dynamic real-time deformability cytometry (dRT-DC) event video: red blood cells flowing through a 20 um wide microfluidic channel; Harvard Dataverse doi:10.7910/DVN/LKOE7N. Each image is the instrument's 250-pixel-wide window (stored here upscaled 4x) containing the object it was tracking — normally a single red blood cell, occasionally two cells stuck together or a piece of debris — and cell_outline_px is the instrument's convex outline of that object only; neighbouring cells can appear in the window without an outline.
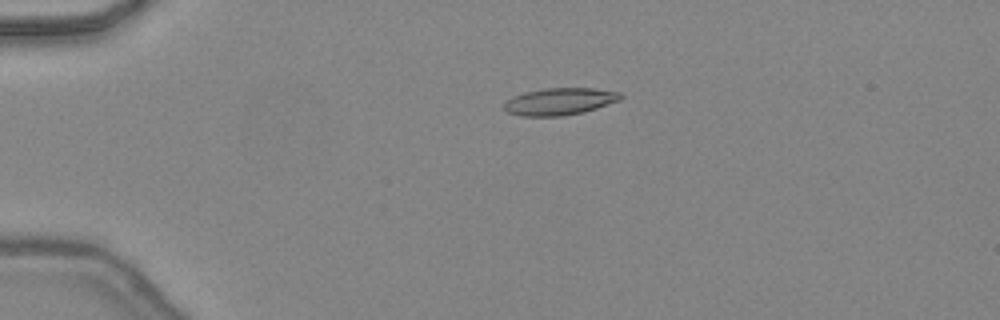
{"species": "common noctule bat (a hibernating species)", "species_latin": "Nyctalus noctula", "temperature_condition": "warm", "stored_images_in_passage": 37, "camera_frame_rate_fps": 3000, "um_per_image_px": 0.085, "animal": {"sex": "female", "body_mass_g": 24.6, "forearm_length_mm": 56.2}, "frame": {"image": 1, "passage_image": 1, "time_ms": 0.0, "image_size_px": [1000, 320], "cell_outline_px": [[624, 96], [620, 100], [584, 112], [560, 116], [520, 116], [508, 112], [504, 108], [504, 104], [512, 96], [524, 92], [544, 88], [596, 88], [620, 92]], "centroid_in_image_um": [47.58, 8.62], "position_along_channel_um": 37.4, "area_um2": 18.44}}
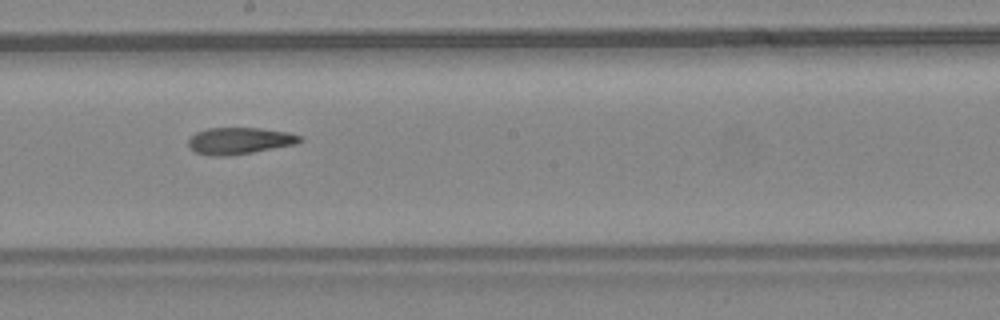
{"frame": {"image": 2, "passage_image": 17, "time_ms": 5.333, "image_size_px": [1000, 320], "cell_outline_px": [[304, 140], [296, 144], [252, 152], [228, 156], [212, 156], [196, 152], [188, 144], [188, 140], [196, 132], [208, 128], [260, 128], [288, 132], [300, 136]], "centroid_in_image_um": [20.37, 11.96], "position_along_channel_um": 227.8, "area_um2": 17.22}}
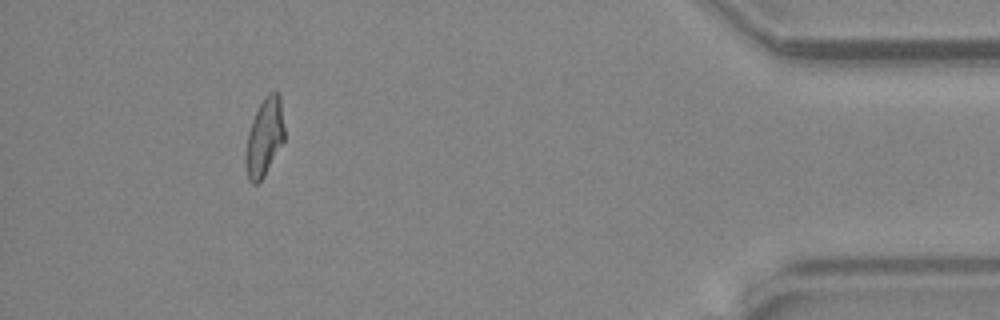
{"frame": {"image": 3, "passage_image": 33, "time_ms": 10.667, "image_size_px": [1000, 320], "cell_outline_px": [[284, 140], [264, 176], [256, 184], [252, 184], [248, 180], [244, 164], [244, 152], [248, 132], [252, 120], [264, 96], [268, 92], [276, 92], [280, 96], [284, 128]], "centroid_in_image_um": [22.44, 11.69], "position_along_channel_um": 412.8, "area_um2": 17.69}, "authors_computed_cell_mechanics": {"area_um2": 17.918, "velocity_mm_per_s": 4.4852, "shape_relaxation_time_tau1_ms": null, "shape_relaxation_time_tau2_ms": 6.0173, "deformation_change_tau1": null, "deformation_change_tau2": 0.1659}}